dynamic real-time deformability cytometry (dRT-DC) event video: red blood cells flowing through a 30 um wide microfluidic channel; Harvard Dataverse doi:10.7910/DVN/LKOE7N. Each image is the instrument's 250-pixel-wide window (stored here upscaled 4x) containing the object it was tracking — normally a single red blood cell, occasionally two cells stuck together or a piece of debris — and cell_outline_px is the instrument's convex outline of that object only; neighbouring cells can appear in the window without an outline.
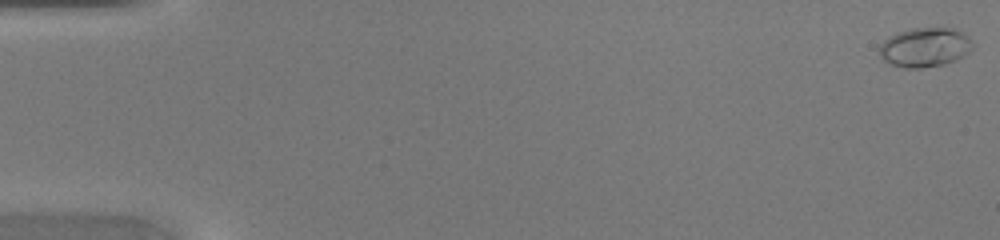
{"species": "common noctule bat (a hibernating species)", "species_latin": "Nyctalus noctula", "temperature_condition": "warm", "stored_images_in_passage": 47, "camera_frame_rate_fps": 3000, "um_per_image_px": 0.085, "animal": {"sex": "female", "body_mass_g": 20.0, "forearm_length_mm": 54.0}, "frame": {"image": 1, "passage_image": 1, "time_ms": 0.0, "image_size_px": [1000, 240], "cell_outline_px": [[972, 48], [964, 56], [956, 60], [944, 64], [924, 68], [904, 68], [892, 64], [884, 60], [880, 56], [880, 44], [888, 36], [896, 32], [912, 28], [956, 28], [968, 36], [972, 44]], "centroid_in_image_um": [78.61, 4.01], "position_along_channel_um": 6.4, "area_um2": 21.5}}
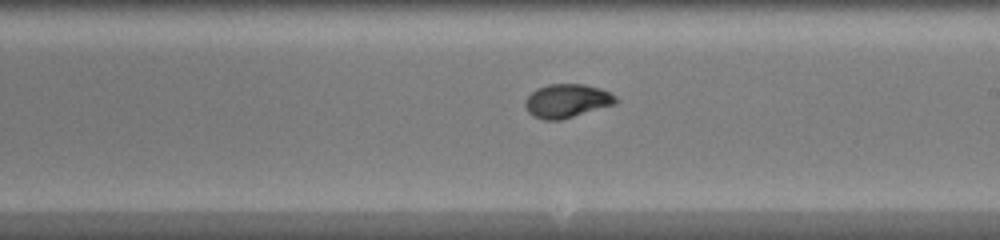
{"frame": {"image": 2, "passage_image": 28, "time_ms": 9.0, "image_size_px": [1000, 240], "cell_outline_px": [[620, 100], [616, 104], [560, 120], [544, 120], [532, 116], [528, 112], [524, 104], [524, 100], [536, 88], [548, 84], [584, 84], [600, 88], [616, 96]], "centroid_in_image_um": [48.18, 8.57], "position_along_channel_um": 240.8, "area_um2": 17.92}}
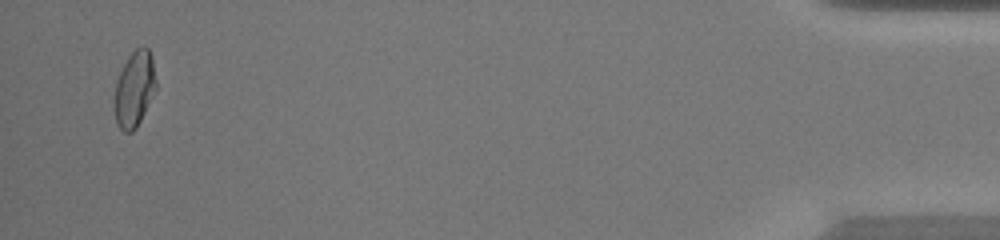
{"frame": {"image": 3, "passage_image": 46, "time_ms": 15.0, "image_size_px": [1000, 240], "cell_outline_px": [[156, 88], [136, 128], [132, 132], [124, 132], [116, 124], [116, 80], [128, 56], [136, 48], [148, 48], [152, 56], [156, 80]], "centroid_in_image_um": [11.44, 7.55], "position_along_channel_um": 423.8, "area_um2": 17.86}}